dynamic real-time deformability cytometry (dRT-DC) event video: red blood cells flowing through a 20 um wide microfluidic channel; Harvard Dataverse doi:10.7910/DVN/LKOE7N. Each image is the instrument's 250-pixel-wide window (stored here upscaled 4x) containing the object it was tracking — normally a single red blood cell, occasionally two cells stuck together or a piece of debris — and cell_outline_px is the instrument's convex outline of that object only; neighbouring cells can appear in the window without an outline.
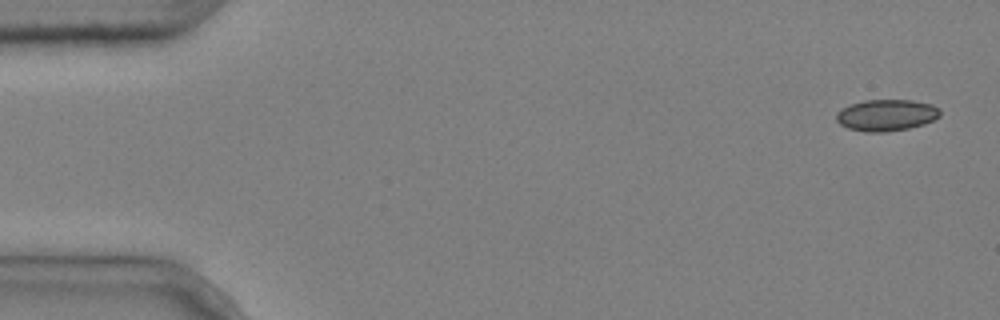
{"species": "common noctule bat (a hibernating species)", "species_latin": "Nyctalus noctula", "temperature_condition": "cold", "stored_images_in_passage": 6, "camera_frame_rate_fps": 3000, "um_per_image_px": 0.085, "animal": {"sex": "male", "body_mass_g": 20.4}, "frame": {"image": 1, "passage_image": 1, "time_ms": 0.0, "image_size_px": [1000, 320], "cell_outline_px": [[940, 116], [924, 124], [908, 128], [884, 132], [864, 132], [848, 128], [840, 124], [836, 120], [836, 112], [852, 104], [864, 100], [912, 100], [932, 104], [940, 108]], "centroid_in_image_um": [75.35, 9.79], "position_along_channel_um": 9.6, "area_um2": 19.02}}